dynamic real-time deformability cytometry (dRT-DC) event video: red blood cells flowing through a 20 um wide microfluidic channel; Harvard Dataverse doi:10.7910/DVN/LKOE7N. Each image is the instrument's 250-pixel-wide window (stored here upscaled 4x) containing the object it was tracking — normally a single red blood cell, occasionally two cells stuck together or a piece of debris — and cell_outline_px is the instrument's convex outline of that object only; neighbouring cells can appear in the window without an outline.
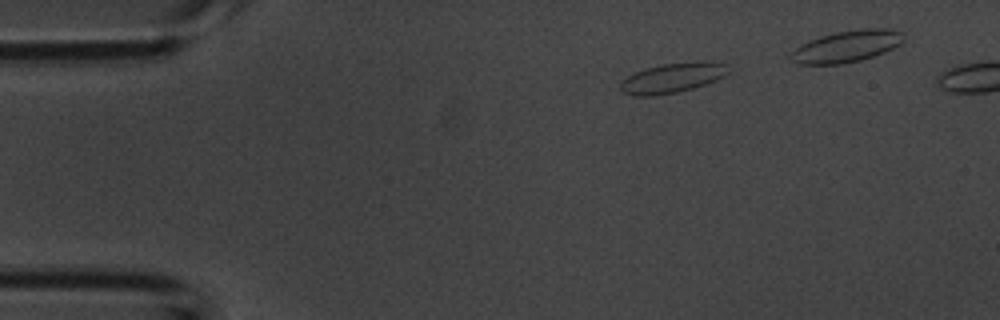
{"species": "common noctule bat (a hibernating species)", "species_latin": "Nyctalus noctula", "temperature_condition": "room temperature", "stored_images_in_passage": 36, "camera_frame_rate_fps": 3000, "um_per_image_px": 0.085, "animal": {"sex": "male", "body_mass_g": 20.1, "forearm_length_mm": 53.5}, "frame": {"image": 1, "passage_image": 1, "time_ms": 0.0, "image_size_px": [1000, 320], "cell_outline_px": [[728, 72], [724, 76], [716, 80], [692, 88], [676, 92], [656, 96], [632, 96], [620, 92], [620, 84], [628, 76], [644, 68], [664, 64], [696, 60], [712, 60], [728, 64]], "centroid_in_image_um": [57.18, 6.6], "position_along_channel_um": 27.8, "area_um2": 19.07}}
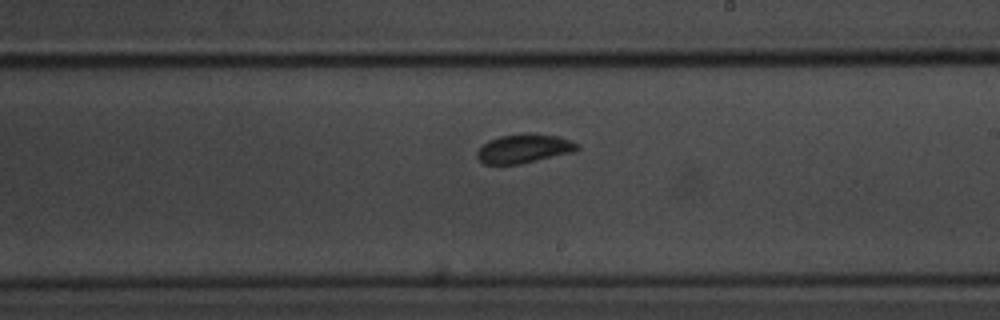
{"frame": {"image": 2, "passage_image": 23, "time_ms": 7.333, "image_size_px": [1000, 320], "cell_outline_px": [[580, 148], [576, 152], [520, 164], [484, 164], [476, 156], [476, 152], [488, 140], [500, 136], [520, 132], [536, 132], [560, 136], [580, 144]], "centroid_in_image_um": [44.6, 12.6], "position_along_channel_um": 244.4, "area_um2": 17.46}}
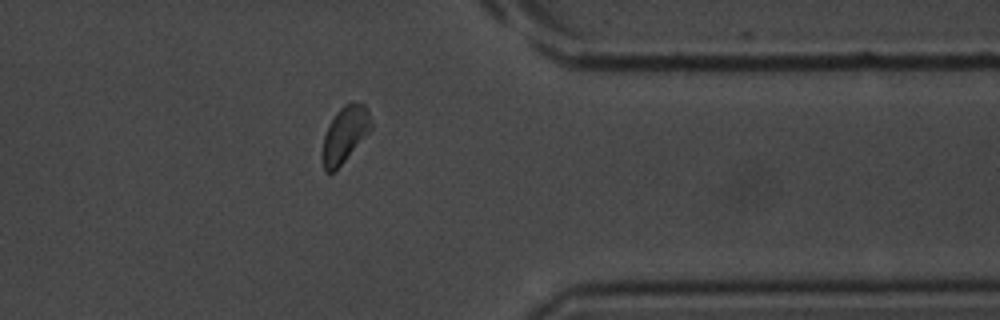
{"frame": {"image": 3, "passage_image": 35, "time_ms": 11.333, "image_size_px": [1000, 320], "cell_outline_px": [[372, 128], [344, 160], [332, 172], [324, 172], [320, 156], [324, 136], [328, 124], [336, 112], [344, 104], [364, 104], [368, 112], [372, 124]], "centroid_in_image_um": [29.25, 11.44], "position_along_channel_um": 382.1, "area_um2": 15.61}}